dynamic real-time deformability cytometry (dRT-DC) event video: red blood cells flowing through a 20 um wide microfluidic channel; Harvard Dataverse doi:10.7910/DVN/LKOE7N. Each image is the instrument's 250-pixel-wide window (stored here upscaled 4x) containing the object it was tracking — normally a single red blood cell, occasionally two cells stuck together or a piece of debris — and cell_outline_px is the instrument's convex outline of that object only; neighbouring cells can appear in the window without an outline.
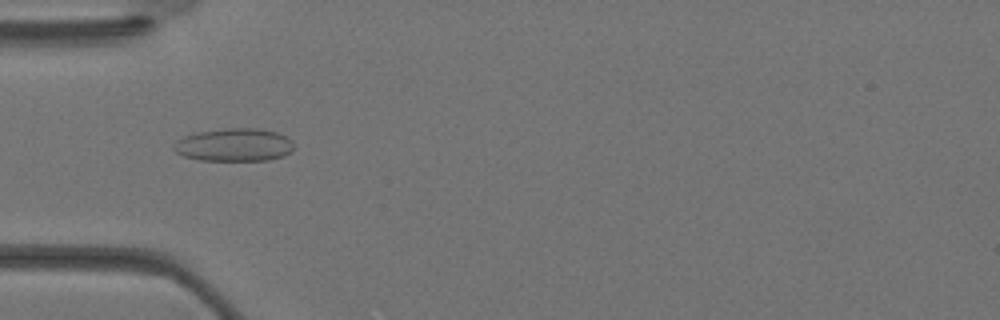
{"species": "Egyptian fruit bat (a non-hibernating species)", "species_latin": "Rousettus aegyptiacus", "temperature_condition": "warm", "stored_images_in_passage": 25, "camera_frame_rate_fps": 3000, "um_per_image_px": 0.085, "animal": {"sex": "female"}, "frame": {"image": 1, "passage_image": 1, "time_ms": 0.0, "image_size_px": [1000, 320], "cell_outline_px": [[292, 148], [284, 156], [268, 160], [200, 160], [184, 156], [176, 152], [172, 148], [172, 144], [176, 140], [184, 136], [196, 132], [228, 128], [256, 128], [276, 132], [288, 136], [292, 140]], "centroid_in_image_um": [19.87, 12.31], "position_along_channel_um": 65.1, "area_um2": 23.12}}
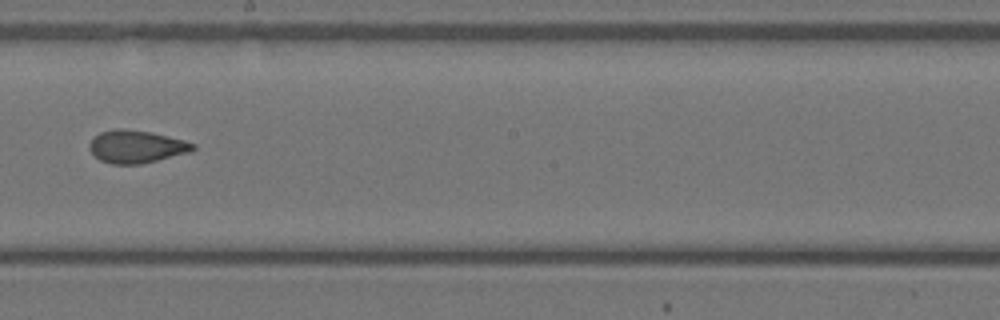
{"frame": {"image": 2, "passage_image": 10, "time_ms": 3.0, "image_size_px": [1000, 320], "cell_outline_px": [[196, 148], [188, 152], [140, 164], [112, 164], [100, 160], [88, 148], [88, 144], [100, 132], [116, 128], [124, 128], [148, 132], [184, 140], [196, 144]], "centroid_in_image_um": [11.56, 12.46], "position_along_channel_um": 236.6, "area_um2": 19.42}}
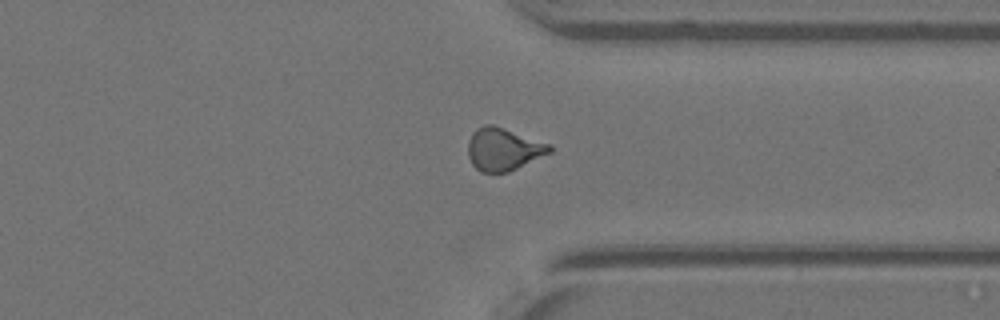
{"frame": {"image": 3, "passage_image": 17, "time_ms": 5.333, "image_size_px": [1000, 320], "cell_outline_px": [[552, 152], [508, 172], [480, 172], [472, 164], [468, 156], [468, 140], [472, 132], [476, 128], [484, 124], [492, 124], [552, 144]], "centroid_in_image_um": [42.78, 12.67], "position_along_channel_um": 368.6, "area_um2": 20.4}}